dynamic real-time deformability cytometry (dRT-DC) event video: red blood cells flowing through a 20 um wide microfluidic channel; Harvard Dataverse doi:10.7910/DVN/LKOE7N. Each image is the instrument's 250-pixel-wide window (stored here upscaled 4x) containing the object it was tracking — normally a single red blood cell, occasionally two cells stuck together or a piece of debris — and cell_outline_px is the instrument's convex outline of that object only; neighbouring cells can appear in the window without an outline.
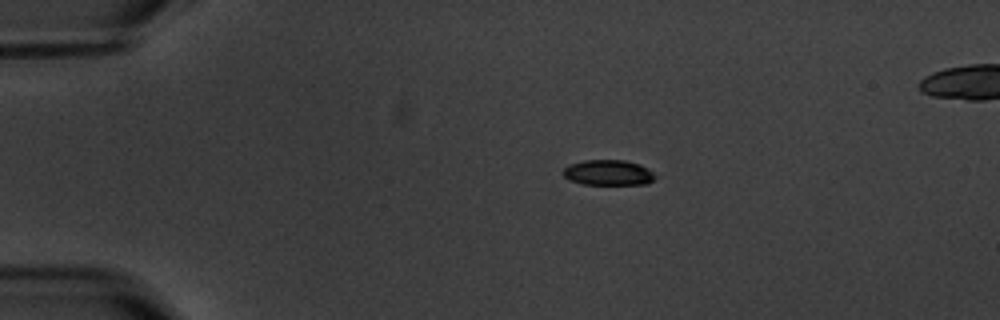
{"species": "common noctule bat (a hibernating species)", "species_latin": "Nyctalus noctula", "temperature_condition": "warm", "stored_images_in_passage": 7, "camera_frame_rate_fps": 3000, "um_per_image_px": 0.085, "animal": {"sex": "male", "body_mass_g": 20.1, "forearm_length_mm": 53.5}, "frame": {"image": 1, "passage_image": 1, "time_ms": 0.0, "image_size_px": [1000, 320], "cell_outline_px": [[656, 176], [648, 184], [584, 184], [572, 180], [564, 176], [564, 168], [568, 164], [584, 160], [624, 160], [640, 164], [648, 168]], "centroid_in_image_um": [51.72, 14.66], "position_along_channel_um": 33.3, "area_um2": 13.53}}
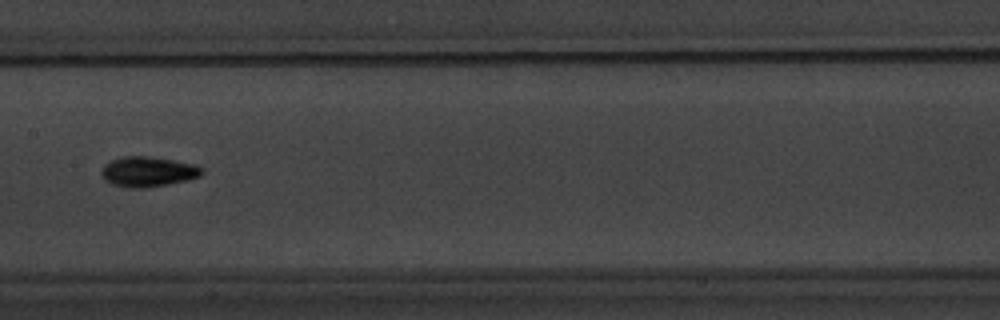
{"frame": {"image": 2, "passage_image": 6, "time_ms": 6.0, "image_size_px": [1000, 320], "cell_outline_px": [[204, 172], [200, 176], [168, 184], [144, 188], [132, 188], [112, 184], [104, 180], [100, 172], [104, 164], [120, 156], [148, 156], [196, 164], [204, 168]], "centroid_in_image_um": [12.56, 14.58], "position_along_channel_um": 194.8, "area_um2": 17.69}}